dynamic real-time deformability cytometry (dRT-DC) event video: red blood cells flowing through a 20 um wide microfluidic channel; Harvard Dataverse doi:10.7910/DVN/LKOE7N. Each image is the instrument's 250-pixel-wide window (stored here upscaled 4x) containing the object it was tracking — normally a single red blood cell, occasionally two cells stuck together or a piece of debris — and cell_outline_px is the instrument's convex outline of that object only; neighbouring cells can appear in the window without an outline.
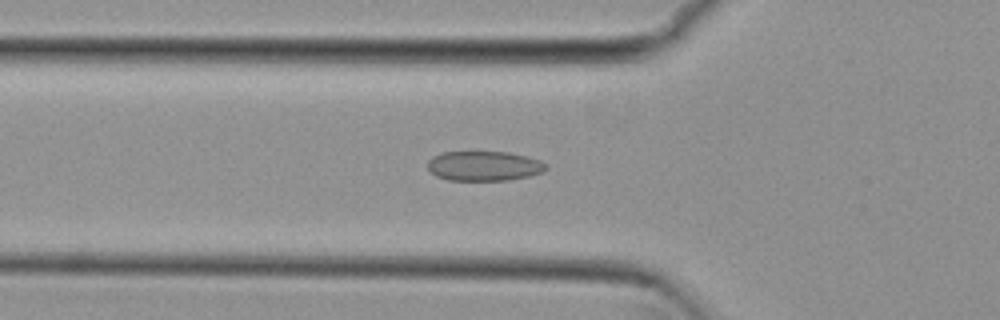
{"species": "common noctule bat (a hibernating species)", "species_latin": "Nyctalus noctula", "temperature_condition": "cold", "stored_images_in_passage": 48, "camera_frame_rate_fps": 3000, "um_per_image_px": 0.085, "animal": {"sex": "female", "body_mass_g": 29.2, "forearm_length_mm": 56.3}, "frame": {"image": 1, "passage_image": 13, "time_ms": 4.0, "image_size_px": [1000, 320], "cell_outline_px": [[548, 168], [544, 172], [528, 176], [508, 180], [448, 180], [436, 176], [428, 168], [428, 160], [432, 156], [444, 152], [508, 152], [540, 160], [548, 164]], "centroid_in_image_um": [41.16, 14.11], "position_along_channel_um": 84.6, "area_um2": 20.52}}
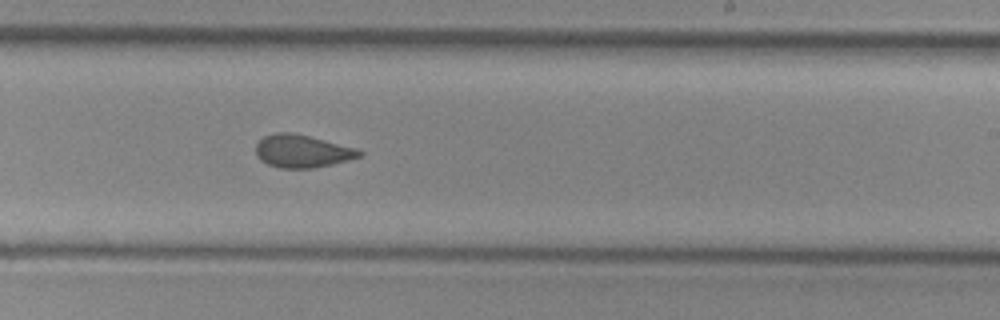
{"frame": {"image": 2, "passage_image": 27, "time_ms": 8.667, "image_size_px": [1000, 320], "cell_outline_px": [[364, 156], [316, 168], [280, 168], [268, 164], [260, 160], [256, 156], [256, 144], [264, 136], [276, 132], [288, 132], [308, 136], [356, 148], [364, 152]], "centroid_in_image_um": [25.69, 12.86], "position_along_channel_um": 263.3, "area_um2": 19.77}}
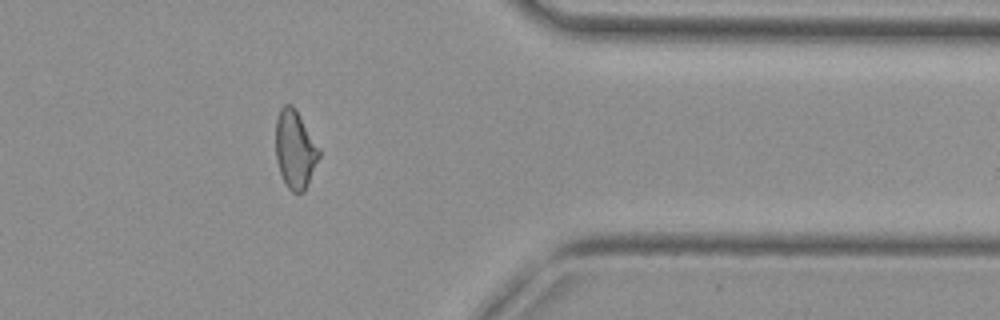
{"frame": {"image": 3, "passage_image": 38, "time_ms": 12.333, "image_size_px": [1000, 320], "cell_outline_px": [[320, 156], [308, 184], [304, 192], [292, 192], [288, 188], [280, 172], [276, 160], [276, 120], [280, 108], [284, 104], [292, 104], [320, 148]], "centroid_in_image_um": [25.08, 12.7], "position_along_channel_um": 386.3, "area_um2": 19.65}, "authors_computed_cell_mechanics": {"area_um2": 20.519, "velocity_mm_per_s": 3.8125, "shape_relaxation_time_tau1_ms": null, "shape_relaxation_time_tau2_ms": 1.9926, "deformation_change_tau1": null, "deformation_change_tau2": 0.0914}}